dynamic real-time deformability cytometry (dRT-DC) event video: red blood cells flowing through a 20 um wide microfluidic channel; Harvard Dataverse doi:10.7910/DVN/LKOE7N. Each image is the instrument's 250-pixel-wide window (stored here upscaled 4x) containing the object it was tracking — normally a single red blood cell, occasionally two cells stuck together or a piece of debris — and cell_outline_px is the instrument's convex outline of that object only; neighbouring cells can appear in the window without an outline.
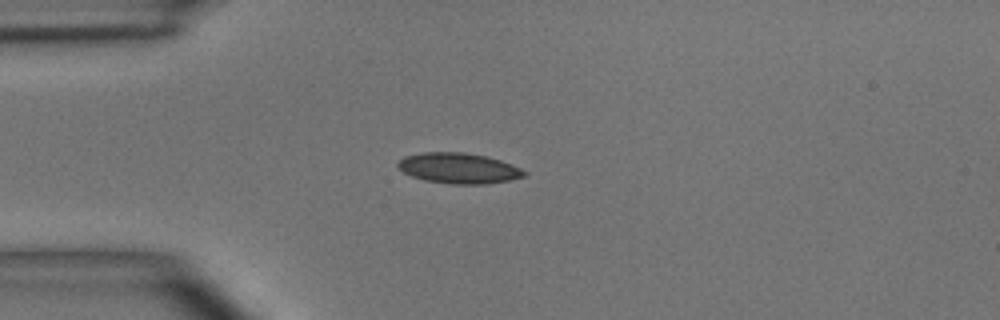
{"species": "common noctule bat (a hibernating species)", "species_latin": "Nyctalus noctula", "temperature_condition": "room temperature", "stored_images_in_passage": 3, "camera_frame_rate_fps": 3000, "um_per_image_px": 0.085, "animal": {"sex": "male", "body_mass_g": 15.6}, "frame": {"image": 1, "passage_image": 3, "time_ms": 2.0, "image_size_px": [1000, 320], "cell_outline_px": [[528, 172], [524, 176], [508, 180], [488, 184], [452, 184], [424, 180], [412, 176], [404, 172], [396, 164], [404, 156], [424, 152], [464, 152], [484, 156], [500, 160], [512, 164]], "centroid_in_image_um": [38.99, 14.3], "position_along_channel_um": 46.0, "area_um2": 22.37}}